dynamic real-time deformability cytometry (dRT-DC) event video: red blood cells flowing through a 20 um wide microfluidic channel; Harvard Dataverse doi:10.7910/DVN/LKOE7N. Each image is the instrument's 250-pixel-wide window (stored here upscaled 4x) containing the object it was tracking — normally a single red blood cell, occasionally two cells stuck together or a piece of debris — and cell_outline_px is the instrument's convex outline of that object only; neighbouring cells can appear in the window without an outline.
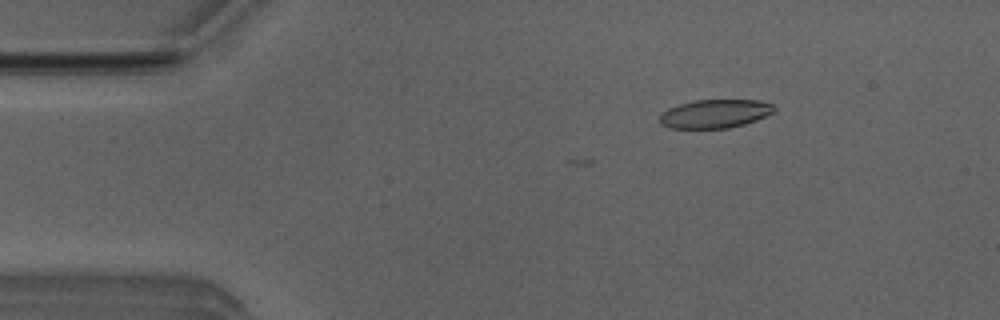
{"species": "Egyptian fruit bat (a non-hibernating species)", "species_latin": "Rousettus aegyptiacus", "temperature_condition": "room temperature", "stored_images_in_passage": 2, "camera_frame_rate_fps": 3000, "um_per_image_px": 0.085, "animal": {"sex": "male"}, "frame": {"image": 1, "passage_image": 2, "time_ms": 0.333, "image_size_px": [1000, 320], "cell_outline_px": [[776, 108], [772, 112], [756, 120], [744, 124], [728, 128], [668, 128], [660, 124], [660, 116], [668, 108], [680, 104], [696, 100], [756, 100], [772, 104]], "centroid_in_image_um": [60.75, 9.67], "position_along_channel_um": 24.2, "area_um2": 18.84}}